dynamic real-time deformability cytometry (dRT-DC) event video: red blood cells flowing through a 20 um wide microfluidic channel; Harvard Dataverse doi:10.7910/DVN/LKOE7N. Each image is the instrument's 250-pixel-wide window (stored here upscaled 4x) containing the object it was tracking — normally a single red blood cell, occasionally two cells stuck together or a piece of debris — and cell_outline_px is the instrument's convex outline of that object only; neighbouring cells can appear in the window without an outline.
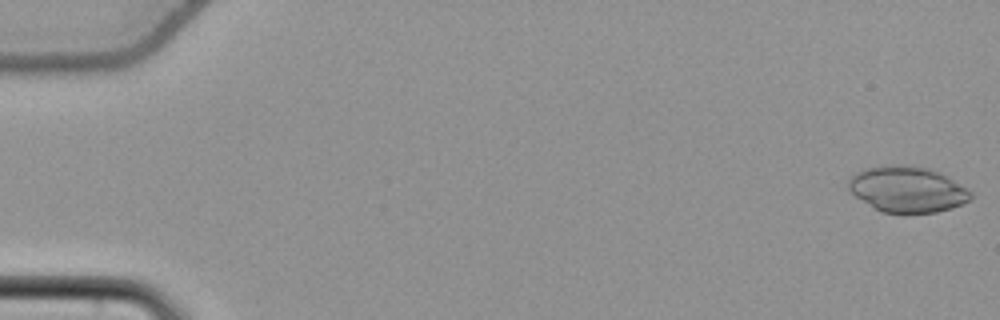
{"species": "common noctule bat (a hibernating species)", "species_latin": "Nyctalus noctula", "temperature_condition": "cold", "stored_images_in_passage": 19, "camera_frame_rate_fps": 3000, "um_per_image_px": 0.085, "animal": {"sex": "female", "body_mass_g": 22.7, "forearm_length_mm": 54.2}, "frame": {"image": 1, "passage_image": 1, "time_ms": 0.0, "image_size_px": [1000, 320], "cell_outline_px": [[972, 196], [968, 200], [960, 204], [936, 212], [884, 212], [876, 208], [856, 196], [848, 188], [848, 180], [856, 172], [864, 168], [892, 164], [908, 164], [928, 168], [940, 172], [948, 176], [972, 192]], "centroid_in_image_um": [77.11, 16.05], "position_along_channel_um": 7.9, "area_um2": 32.31}}
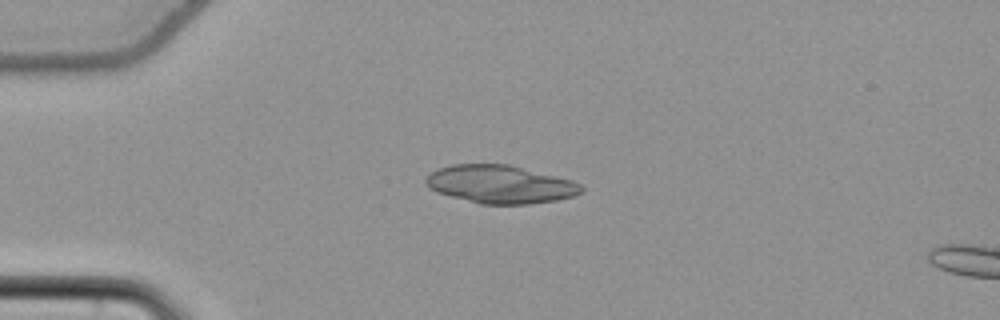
{"frame": {"image": 2, "passage_image": 15, "time_ms": 4.667, "image_size_px": [1000, 320], "cell_outline_px": [[584, 192], [572, 196], [556, 200], [528, 204], [480, 204], [436, 192], [428, 188], [424, 184], [424, 180], [432, 172], [440, 168], [452, 164], [508, 164], [572, 180], [580, 184], [584, 188]], "centroid_in_image_um": [42.51, 15.67], "position_along_channel_um": 42.5, "area_um2": 34.45}}